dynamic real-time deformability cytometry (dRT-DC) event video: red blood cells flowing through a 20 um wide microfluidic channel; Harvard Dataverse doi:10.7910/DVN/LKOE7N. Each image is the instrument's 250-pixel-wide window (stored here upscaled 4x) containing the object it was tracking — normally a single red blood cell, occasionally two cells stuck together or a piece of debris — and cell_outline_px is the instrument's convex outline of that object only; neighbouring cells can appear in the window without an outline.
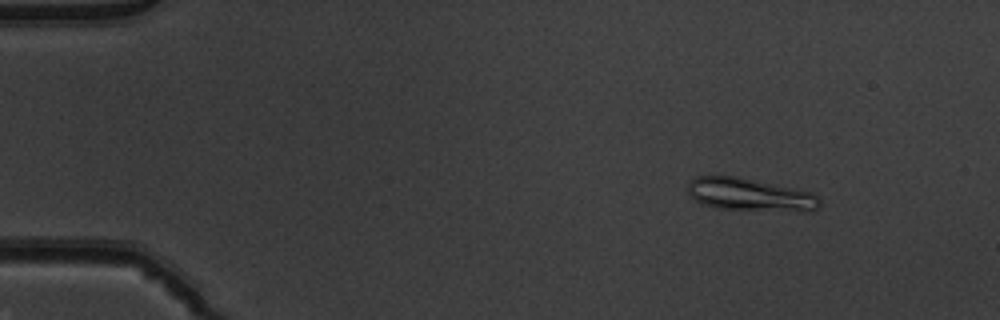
{"species": "common noctule bat (a hibernating species)", "species_latin": "Nyctalus noctula", "temperature_condition": "warm", "stored_images_in_passage": 46, "camera_frame_rate_fps": 3000, "um_per_image_px": 0.085, "animal": {"sex": "male", "body_mass_g": 19.5, "forearm_length_mm": 54.6}, "frame": {"image": 1, "passage_image": 1, "time_ms": 0.0, "image_size_px": [1000, 320], "cell_outline_px": [[820, 204], [816, 208], [808, 212], [804, 212], [716, 208], [700, 204], [692, 200], [688, 192], [688, 180], [696, 176], [736, 176], [808, 192], [816, 196], [820, 200]], "centroid_in_image_um": [63.65, 16.56], "position_along_channel_um": 21.4, "area_um2": 25.09}}
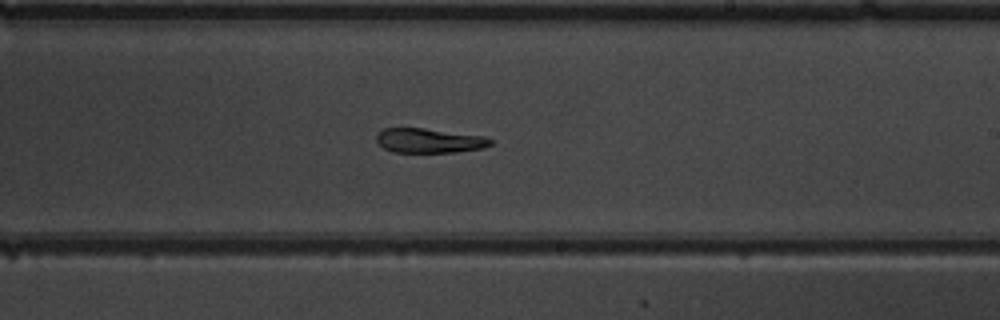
{"frame": {"image": 2, "passage_image": 26, "time_ms": 8.333, "image_size_px": [1000, 320], "cell_outline_px": [[492, 144], [484, 148], [456, 152], [392, 152], [384, 148], [376, 140], [376, 136], [384, 128], [424, 128], [484, 136], [492, 140]], "centroid_in_image_um": [36.5, 11.95], "position_along_channel_um": 252.5, "area_um2": 16.24}}
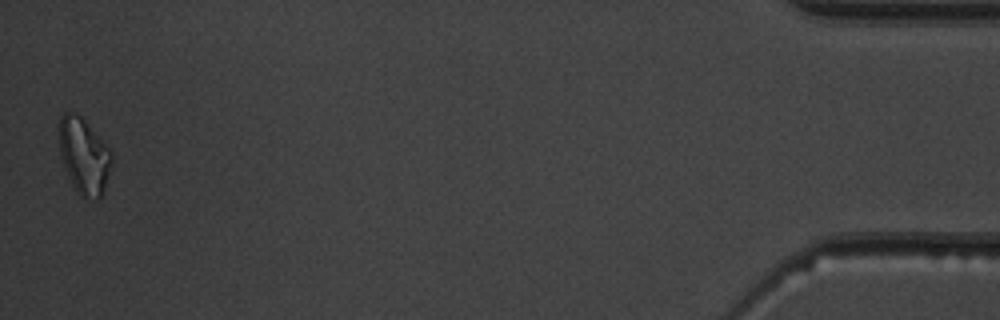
{"frame": {"image": 3, "passage_image": 46, "time_ms": 15.0, "image_size_px": [1000, 320], "cell_outline_px": [[112, 168], [104, 192], [96, 200], [84, 200], [76, 192], [68, 176], [60, 156], [56, 128], [60, 116], [64, 112], [76, 112], [84, 120], [112, 152]], "centroid_in_image_um": [7.11, 13.27], "position_along_channel_um": 428.1, "area_um2": 23.99}, "authors_computed_cell_mechanics": {"area_um2": 18.2937, "velocity_mm_per_s": 3.9127, "shape_relaxation_time_tau1_ms": null, "shape_relaxation_time_tau2_ms": 4.0086, "deformation_change_tau1": null, "deformation_change_tau2": 0.0922}}